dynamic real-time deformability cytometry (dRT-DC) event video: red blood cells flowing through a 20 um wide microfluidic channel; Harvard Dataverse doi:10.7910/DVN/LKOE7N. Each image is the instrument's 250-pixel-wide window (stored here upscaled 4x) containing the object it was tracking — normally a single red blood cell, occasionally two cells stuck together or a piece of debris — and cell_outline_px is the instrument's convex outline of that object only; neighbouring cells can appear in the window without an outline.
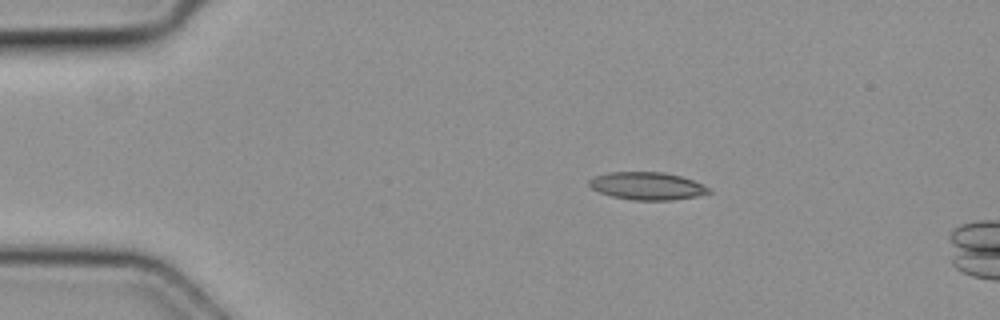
{"species": "common noctule bat (a hibernating species)", "species_latin": "Nyctalus noctula", "temperature_condition": "cold", "stored_images_in_passage": 3, "camera_frame_rate_fps": 3000, "um_per_image_px": 0.085, "animal": {"sex": "female", "body_mass_g": 19.3, "forearm_length_mm": 54.1}, "frame": {"image": 1, "passage_image": 1, "time_ms": 0.0, "image_size_px": [1000, 320], "cell_outline_px": [[712, 192], [696, 196], [672, 200], [632, 200], [612, 196], [600, 192], [592, 188], [588, 184], [588, 180], [592, 176], [608, 172], [664, 172], [680, 176], [704, 184]], "centroid_in_image_um": [54.98, 15.8], "position_along_channel_um": 30.0, "area_um2": 19.31}}